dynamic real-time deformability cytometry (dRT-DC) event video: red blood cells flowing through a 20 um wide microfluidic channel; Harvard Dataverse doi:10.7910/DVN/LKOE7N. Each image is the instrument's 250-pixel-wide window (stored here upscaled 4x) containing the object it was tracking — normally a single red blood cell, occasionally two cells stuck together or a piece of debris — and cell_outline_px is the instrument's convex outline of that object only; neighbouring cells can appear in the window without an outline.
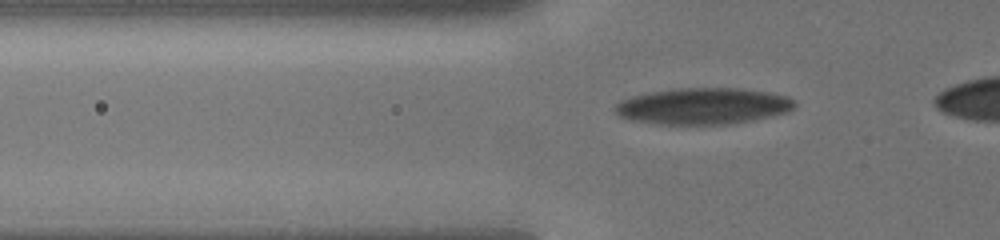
{"species": "human", "species_latin": "Homo sapiens", "temperature_condition": "cold", "stored_images_in_passage": 30, "camera_frame_rate_fps": 3000, "um_per_image_px": 0.085, "donor": {"sex": "male"}, "frame": {"image": 1, "passage_image": 11, "time_ms": 3.333, "image_size_px": [1000, 240], "cell_outline_px": [[796, 104], [788, 112], [772, 116], [732, 124], [656, 124], [632, 120], [620, 116], [612, 108], [620, 100], [632, 96], [648, 92], [680, 88], [740, 88], [768, 92], [788, 96]], "centroid_in_image_um": [59.75, 9.02], "position_along_channel_um": 66.1, "area_um2": 38.15}}
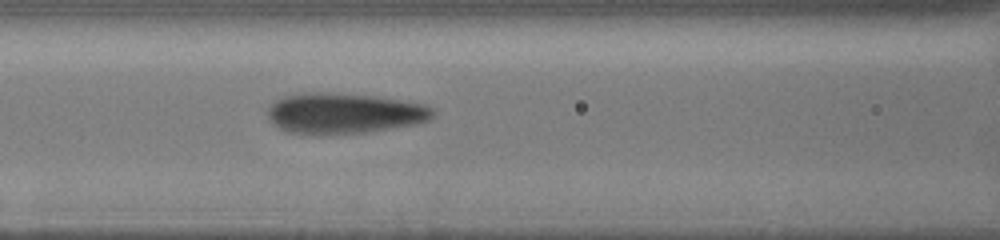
{"frame": {"image": 2, "passage_image": 17, "time_ms": 5.333, "image_size_px": [1000, 240], "cell_outline_px": [[436, 112], [428, 120], [416, 124], [364, 132], [320, 136], [312, 136], [288, 132], [272, 124], [268, 116], [268, 108], [276, 100], [284, 96], [308, 92], [328, 92], [372, 96], [400, 100], [424, 104], [432, 108]], "centroid_in_image_um": [29.2, 9.65], "position_along_channel_um": 137.4, "area_um2": 39.36}}
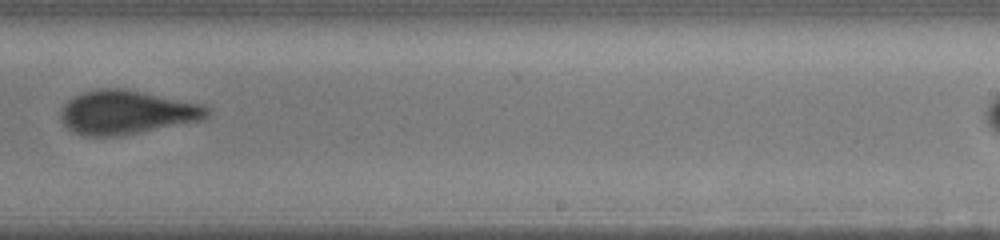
{"frame": {"image": 3, "passage_image": 27, "time_ms": 9.0, "image_size_px": [1000, 240], "cell_outline_px": [[208, 116], [204, 120], [140, 132], [116, 136], [84, 136], [72, 132], [60, 120], [60, 112], [64, 104], [72, 96], [80, 92], [96, 88], [124, 88], [204, 104], [208, 108]], "centroid_in_image_um": [10.74, 9.53], "position_along_channel_um": 278.3, "area_um2": 37.8}}